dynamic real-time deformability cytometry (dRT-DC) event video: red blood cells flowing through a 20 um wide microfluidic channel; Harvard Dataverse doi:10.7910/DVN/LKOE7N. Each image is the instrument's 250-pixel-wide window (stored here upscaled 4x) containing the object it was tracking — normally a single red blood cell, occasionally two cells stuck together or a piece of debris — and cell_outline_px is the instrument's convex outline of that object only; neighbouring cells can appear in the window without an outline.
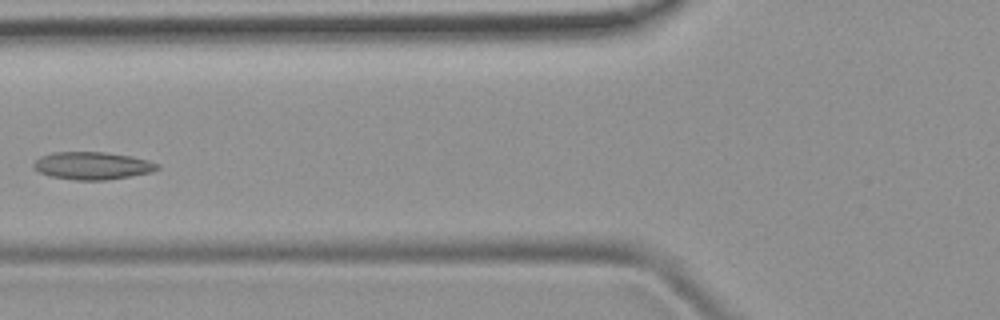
{"species": "common noctule bat (a hibernating species)", "species_latin": "Nyctalus noctula", "temperature_condition": "room temperature", "stored_images_in_passage": 5, "camera_frame_rate_fps": 3000, "um_per_image_px": 0.085, "animal": {"sex": "female", "body_mass_g": 19.9}, "frame": {"image": 1, "passage_image": 5, "time_ms": 4.667, "image_size_px": [1000, 320], "cell_outline_px": [[160, 168], [152, 172], [104, 180], [76, 180], [48, 176], [32, 168], [32, 164], [40, 156], [52, 152], [104, 152], [132, 156], [148, 160], [160, 164]], "centroid_in_image_um": [7.83, 14.08], "position_along_channel_um": 118.0, "area_um2": 20.0}}